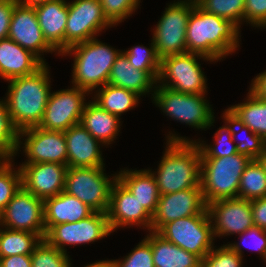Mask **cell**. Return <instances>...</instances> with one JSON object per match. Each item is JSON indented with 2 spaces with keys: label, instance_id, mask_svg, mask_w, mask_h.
I'll return each instance as SVG.
<instances>
[{
  "label": "cell",
  "instance_id": "cell-1",
  "mask_svg": "<svg viewBox=\"0 0 266 267\" xmlns=\"http://www.w3.org/2000/svg\"><path fill=\"white\" fill-rule=\"evenodd\" d=\"M240 30L231 20L209 14L196 4L186 29L187 52L204 55L216 62L223 60L240 47Z\"/></svg>",
  "mask_w": 266,
  "mask_h": 267
},
{
  "label": "cell",
  "instance_id": "cell-2",
  "mask_svg": "<svg viewBox=\"0 0 266 267\" xmlns=\"http://www.w3.org/2000/svg\"><path fill=\"white\" fill-rule=\"evenodd\" d=\"M47 64L30 75L8 80L5 103L12 123L20 132L38 127L51 92L50 70Z\"/></svg>",
  "mask_w": 266,
  "mask_h": 267
},
{
  "label": "cell",
  "instance_id": "cell-3",
  "mask_svg": "<svg viewBox=\"0 0 266 267\" xmlns=\"http://www.w3.org/2000/svg\"><path fill=\"white\" fill-rule=\"evenodd\" d=\"M155 176L160 195L200 185L201 154L195 142H166Z\"/></svg>",
  "mask_w": 266,
  "mask_h": 267
},
{
  "label": "cell",
  "instance_id": "cell-4",
  "mask_svg": "<svg viewBox=\"0 0 266 267\" xmlns=\"http://www.w3.org/2000/svg\"><path fill=\"white\" fill-rule=\"evenodd\" d=\"M97 38L74 44L60 55L62 57L73 56L72 81L70 82L90 95L108 83L112 65L122 52Z\"/></svg>",
  "mask_w": 266,
  "mask_h": 267
},
{
  "label": "cell",
  "instance_id": "cell-5",
  "mask_svg": "<svg viewBox=\"0 0 266 267\" xmlns=\"http://www.w3.org/2000/svg\"><path fill=\"white\" fill-rule=\"evenodd\" d=\"M250 160L240 153L220 158H201L200 185L206 205L237 198L240 178Z\"/></svg>",
  "mask_w": 266,
  "mask_h": 267
},
{
  "label": "cell",
  "instance_id": "cell-6",
  "mask_svg": "<svg viewBox=\"0 0 266 267\" xmlns=\"http://www.w3.org/2000/svg\"><path fill=\"white\" fill-rule=\"evenodd\" d=\"M205 95L207 94H184L156 83L152 103L174 121L187 124L193 129L207 130L214 126L216 117Z\"/></svg>",
  "mask_w": 266,
  "mask_h": 267
},
{
  "label": "cell",
  "instance_id": "cell-7",
  "mask_svg": "<svg viewBox=\"0 0 266 267\" xmlns=\"http://www.w3.org/2000/svg\"><path fill=\"white\" fill-rule=\"evenodd\" d=\"M198 59L216 63L209 57L191 52L162 57L157 84L184 94H206L207 78Z\"/></svg>",
  "mask_w": 266,
  "mask_h": 267
},
{
  "label": "cell",
  "instance_id": "cell-8",
  "mask_svg": "<svg viewBox=\"0 0 266 267\" xmlns=\"http://www.w3.org/2000/svg\"><path fill=\"white\" fill-rule=\"evenodd\" d=\"M104 171V167H68L64 192L75 196L94 211L106 213L117 173L111 174V178Z\"/></svg>",
  "mask_w": 266,
  "mask_h": 267
},
{
  "label": "cell",
  "instance_id": "cell-9",
  "mask_svg": "<svg viewBox=\"0 0 266 267\" xmlns=\"http://www.w3.org/2000/svg\"><path fill=\"white\" fill-rule=\"evenodd\" d=\"M158 233L169 242L198 256L201 260L213 249L214 235L208 210L165 224Z\"/></svg>",
  "mask_w": 266,
  "mask_h": 267
},
{
  "label": "cell",
  "instance_id": "cell-10",
  "mask_svg": "<svg viewBox=\"0 0 266 267\" xmlns=\"http://www.w3.org/2000/svg\"><path fill=\"white\" fill-rule=\"evenodd\" d=\"M195 5L196 3L178 0L167 4L168 7L152 31V40L160 58L187 52L186 29Z\"/></svg>",
  "mask_w": 266,
  "mask_h": 267
},
{
  "label": "cell",
  "instance_id": "cell-11",
  "mask_svg": "<svg viewBox=\"0 0 266 267\" xmlns=\"http://www.w3.org/2000/svg\"><path fill=\"white\" fill-rule=\"evenodd\" d=\"M112 233L107 214L94 211L90 216L73 223L52 226L44 240L58 250L67 253L65 246L85 245L103 240Z\"/></svg>",
  "mask_w": 266,
  "mask_h": 267
},
{
  "label": "cell",
  "instance_id": "cell-12",
  "mask_svg": "<svg viewBox=\"0 0 266 267\" xmlns=\"http://www.w3.org/2000/svg\"><path fill=\"white\" fill-rule=\"evenodd\" d=\"M18 140L15 157L22 149L27 158L22 164L51 162L67 165L64 132L32 127L20 131Z\"/></svg>",
  "mask_w": 266,
  "mask_h": 267
},
{
  "label": "cell",
  "instance_id": "cell-13",
  "mask_svg": "<svg viewBox=\"0 0 266 267\" xmlns=\"http://www.w3.org/2000/svg\"><path fill=\"white\" fill-rule=\"evenodd\" d=\"M114 27L106 18L100 0H73L68 2L65 29V50L70 46L99 36L103 30Z\"/></svg>",
  "mask_w": 266,
  "mask_h": 267
},
{
  "label": "cell",
  "instance_id": "cell-14",
  "mask_svg": "<svg viewBox=\"0 0 266 267\" xmlns=\"http://www.w3.org/2000/svg\"><path fill=\"white\" fill-rule=\"evenodd\" d=\"M89 93L78 87L50 92L43 118L38 127L53 131H66L80 123Z\"/></svg>",
  "mask_w": 266,
  "mask_h": 267
},
{
  "label": "cell",
  "instance_id": "cell-15",
  "mask_svg": "<svg viewBox=\"0 0 266 267\" xmlns=\"http://www.w3.org/2000/svg\"><path fill=\"white\" fill-rule=\"evenodd\" d=\"M1 226L11 230L45 234L44 200L22 186L0 213Z\"/></svg>",
  "mask_w": 266,
  "mask_h": 267
},
{
  "label": "cell",
  "instance_id": "cell-16",
  "mask_svg": "<svg viewBox=\"0 0 266 267\" xmlns=\"http://www.w3.org/2000/svg\"><path fill=\"white\" fill-rule=\"evenodd\" d=\"M106 214L112 233L133 226L151 230L152 215L118 178L112 186Z\"/></svg>",
  "mask_w": 266,
  "mask_h": 267
},
{
  "label": "cell",
  "instance_id": "cell-17",
  "mask_svg": "<svg viewBox=\"0 0 266 267\" xmlns=\"http://www.w3.org/2000/svg\"><path fill=\"white\" fill-rule=\"evenodd\" d=\"M8 38L36 55L44 64H48L45 61L44 53L55 52L57 56H60V54L44 38L38 23L35 8L25 6L18 1L14 4Z\"/></svg>",
  "mask_w": 266,
  "mask_h": 267
},
{
  "label": "cell",
  "instance_id": "cell-18",
  "mask_svg": "<svg viewBox=\"0 0 266 267\" xmlns=\"http://www.w3.org/2000/svg\"><path fill=\"white\" fill-rule=\"evenodd\" d=\"M213 235L218 237L241 234L252 227L251 202L242 198L222 199L207 205Z\"/></svg>",
  "mask_w": 266,
  "mask_h": 267
},
{
  "label": "cell",
  "instance_id": "cell-19",
  "mask_svg": "<svg viewBox=\"0 0 266 267\" xmlns=\"http://www.w3.org/2000/svg\"><path fill=\"white\" fill-rule=\"evenodd\" d=\"M206 210L201 186L160 195L156 212L152 216L151 231L158 232L168 222L200 215Z\"/></svg>",
  "mask_w": 266,
  "mask_h": 267
},
{
  "label": "cell",
  "instance_id": "cell-20",
  "mask_svg": "<svg viewBox=\"0 0 266 267\" xmlns=\"http://www.w3.org/2000/svg\"><path fill=\"white\" fill-rule=\"evenodd\" d=\"M22 187L45 200L64 191L67 165L58 163L20 164Z\"/></svg>",
  "mask_w": 266,
  "mask_h": 267
},
{
  "label": "cell",
  "instance_id": "cell-21",
  "mask_svg": "<svg viewBox=\"0 0 266 267\" xmlns=\"http://www.w3.org/2000/svg\"><path fill=\"white\" fill-rule=\"evenodd\" d=\"M67 145V166L105 167L102 150L104 145L92 137L81 125L76 124L64 131Z\"/></svg>",
  "mask_w": 266,
  "mask_h": 267
},
{
  "label": "cell",
  "instance_id": "cell-22",
  "mask_svg": "<svg viewBox=\"0 0 266 267\" xmlns=\"http://www.w3.org/2000/svg\"><path fill=\"white\" fill-rule=\"evenodd\" d=\"M34 8L44 38L61 55L65 51L67 0H47Z\"/></svg>",
  "mask_w": 266,
  "mask_h": 267
},
{
  "label": "cell",
  "instance_id": "cell-23",
  "mask_svg": "<svg viewBox=\"0 0 266 267\" xmlns=\"http://www.w3.org/2000/svg\"><path fill=\"white\" fill-rule=\"evenodd\" d=\"M44 63L10 38L0 40V78L8 81L33 74Z\"/></svg>",
  "mask_w": 266,
  "mask_h": 267
},
{
  "label": "cell",
  "instance_id": "cell-24",
  "mask_svg": "<svg viewBox=\"0 0 266 267\" xmlns=\"http://www.w3.org/2000/svg\"><path fill=\"white\" fill-rule=\"evenodd\" d=\"M94 210L75 196L61 192L44 200V226L46 232L54 225L78 222Z\"/></svg>",
  "mask_w": 266,
  "mask_h": 267
},
{
  "label": "cell",
  "instance_id": "cell-25",
  "mask_svg": "<svg viewBox=\"0 0 266 267\" xmlns=\"http://www.w3.org/2000/svg\"><path fill=\"white\" fill-rule=\"evenodd\" d=\"M121 119L102 109L92 99L83 110L80 123L89 134L104 146L115 143L121 129Z\"/></svg>",
  "mask_w": 266,
  "mask_h": 267
},
{
  "label": "cell",
  "instance_id": "cell-26",
  "mask_svg": "<svg viewBox=\"0 0 266 267\" xmlns=\"http://www.w3.org/2000/svg\"><path fill=\"white\" fill-rule=\"evenodd\" d=\"M221 117L224 120V125L214 133L213 145L212 143L208 145L206 141H201L200 138L191 140L186 136L174 134L172 131H169V134L167 133L166 142H195L200 149L201 158H220L236 154L238 152L232 136V115L225 109Z\"/></svg>",
  "mask_w": 266,
  "mask_h": 267
},
{
  "label": "cell",
  "instance_id": "cell-27",
  "mask_svg": "<svg viewBox=\"0 0 266 267\" xmlns=\"http://www.w3.org/2000/svg\"><path fill=\"white\" fill-rule=\"evenodd\" d=\"M108 84L128 89L140 97L154 93L156 82L145 72L134 68L121 52L114 61Z\"/></svg>",
  "mask_w": 266,
  "mask_h": 267
},
{
  "label": "cell",
  "instance_id": "cell-28",
  "mask_svg": "<svg viewBox=\"0 0 266 267\" xmlns=\"http://www.w3.org/2000/svg\"><path fill=\"white\" fill-rule=\"evenodd\" d=\"M117 178L153 216L157 209L160 194L155 176L151 171L146 168L140 170L122 168L117 173Z\"/></svg>",
  "mask_w": 266,
  "mask_h": 267
},
{
  "label": "cell",
  "instance_id": "cell-29",
  "mask_svg": "<svg viewBox=\"0 0 266 267\" xmlns=\"http://www.w3.org/2000/svg\"><path fill=\"white\" fill-rule=\"evenodd\" d=\"M145 238L150 242L154 267H201V259L169 242L158 232L149 231Z\"/></svg>",
  "mask_w": 266,
  "mask_h": 267
},
{
  "label": "cell",
  "instance_id": "cell-30",
  "mask_svg": "<svg viewBox=\"0 0 266 267\" xmlns=\"http://www.w3.org/2000/svg\"><path fill=\"white\" fill-rule=\"evenodd\" d=\"M243 102L226 109L238 122L246 125L266 141V100L248 90Z\"/></svg>",
  "mask_w": 266,
  "mask_h": 267
},
{
  "label": "cell",
  "instance_id": "cell-31",
  "mask_svg": "<svg viewBox=\"0 0 266 267\" xmlns=\"http://www.w3.org/2000/svg\"><path fill=\"white\" fill-rule=\"evenodd\" d=\"M93 93L91 99L97 105L109 113L118 116L120 119L122 114L135 108L141 98L128 89L116 87L108 83Z\"/></svg>",
  "mask_w": 266,
  "mask_h": 267
},
{
  "label": "cell",
  "instance_id": "cell-32",
  "mask_svg": "<svg viewBox=\"0 0 266 267\" xmlns=\"http://www.w3.org/2000/svg\"><path fill=\"white\" fill-rule=\"evenodd\" d=\"M45 234L11 230L0 227V258L13 255H31Z\"/></svg>",
  "mask_w": 266,
  "mask_h": 267
},
{
  "label": "cell",
  "instance_id": "cell-33",
  "mask_svg": "<svg viewBox=\"0 0 266 267\" xmlns=\"http://www.w3.org/2000/svg\"><path fill=\"white\" fill-rule=\"evenodd\" d=\"M237 197L249 201L266 197V172L257 159H251L246 165Z\"/></svg>",
  "mask_w": 266,
  "mask_h": 267
},
{
  "label": "cell",
  "instance_id": "cell-34",
  "mask_svg": "<svg viewBox=\"0 0 266 267\" xmlns=\"http://www.w3.org/2000/svg\"><path fill=\"white\" fill-rule=\"evenodd\" d=\"M122 53L134 68L145 71L157 83L161 58L157 55L152 39L149 47L138 44L122 50Z\"/></svg>",
  "mask_w": 266,
  "mask_h": 267
},
{
  "label": "cell",
  "instance_id": "cell-35",
  "mask_svg": "<svg viewBox=\"0 0 266 267\" xmlns=\"http://www.w3.org/2000/svg\"><path fill=\"white\" fill-rule=\"evenodd\" d=\"M197 5L209 14L231 20L239 28L244 24L245 0H200Z\"/></svg>",
  "mask_w": 266,
  "mask_h": 267
},
{
  "label": "cell",
  "instance_id": "cell-36",
  "mask_svg": "<svg viewBox=\"0 0 266 267\" xmlns=\"http://www.w3.org/2000/svg\"><path fill=\"white\" fill-rule=\"evenodd\" d=\"M13 162L14 159H8L0 166V213L22 186L20 169L14 168Z\"/></svg>",
  "mask_w": 266,
  "mask_h": 267
},
{
  "label": "cell",
  "instance_id": "cell-37",
  "mask_svg": "<svg viewBox=\"0 0 266 267\" xmlns=\"http://www.w3.org/2000/svg\"><path fill=\"white\" fill-rule=\"evenodd\" d=\"M239 132L246 133L247 138L244 136L246 139L239 142L237 140V152L247 155L251 159H257L264 152L266 141L232 116V136L234 142L239 138H236Z\"/></svg>",
  "mask_w": 266,
  "mask_h": 267
},
{
  "label": "cell",
  "instance_id": "cell-38",
  "mask_svg": "<svg viewBox=\"0 0 266 267\" xmlns=\"http://www.w3.org/2000/svg\"><path fill=\"white\" fill-rule=\"evenodd\" d=\"M19 131L12 123L5 100L0 99V152L8 159H14L18 145Z\"/></svg>",
  "mask_w": 266,
  "mask_h": 267
},
{
  "label": "cell",
  "instance_id": "cell-39",
  "mask_svg": "<svg viewBox=\"0 0 266 267\" xmlns=\"http://www.w3.org/2000/svg\"><path fill=\"white\" fill-rule=\"evenodd\" d=\"M68 255L43 239L31 254L32 267H71L72 259Z\"/></svg>",
  "mask_w": 266,
  "mask_h": 267
},
{
  "label": "cell",
  "instance_id": "cell-40",
  "mask_svg": "<svg viewBox=\"0 0 266 267\" xmlns=\"http://www.w3.org/2000/svg\"><path fill=\"white\" fill-rule=\"evenodd\" d=\"M240 241L238 243H227V245L238 255L243 257V249L245 246L247 249L258 252L257 255L261 257V260L266 258V230L253 225L248 230L241 234H238ZM236 242V243H235ZM242 243V244H241ZM244 246V247H243Z\"/></svg>",
  "mask_w": 266,
  "mask_h": 267
},
{
  "label": "cell",
  "instance_id": "cell-41",
  "mask_svg": "<svg viewBox=\"0 0 266 267\" xmlns=\"http://www.w3.org/2000/svg\"><path fill=\"white\" fill-rule=\"evenodd\" d=\"M141 0H100L103 13L115 27L132 16L140 6Z\"/></svg>",
  "mask_w": 266,
  "mask_h": 267
},
{
  "label": "cell",
  "instance_id": "cell-42",
  "mask_svg": "<svg viewBox=\"0 0 266 267\" xmlns=\"http://www.w3.org/2000/svg\"><path fill=\"white\" fill-rule=\"evenodd\" d=\"M113 267H154L150 242L144 238L123 259H111Z\"/></svg>",
  "mask_w": 266,
  "mask_h": 267
},
{
  "label": "cell",
  "instance_id": "cell-43",
  "mask_svg": "<svg viewBox=\"0 0 266 267\" xmlns=\"http://www.w3.org/2000/svg\"><path fill=\"white\" fill-rule=\"evenodd\" d=\"M216 247V248H215ZM243 257L234 252L227 244L213 249L201 260V267H242Z\"/></svg>",
  "mask_w": 266,
  "mask_h": 267
},
{
  "label": "cell",
  "instance_id": "cell-44",
  "mask_svg": "<svg viewBox=\"0 0 266 267\" xmlns=\"http://www.w3.org/2000/svg\"><path fill=\"white\" fill-rule=\"evenodd\" d=\"M245 22L255 28H266V0H245Z\"/></svg>",
  "mask_w": 266,
  "mask_h": 267
},
{
  "label": "cell",
  "instance_id": "cell-45",
  "mask_svg": "<svg viewBox=\"0 0 266 267\" xmlns=\"http://www.w3.org/2000/svg\"><path fill=\"white\" fill-rule=\"evenodd\" d=\"M17 0H0V40L8 38L10 20Z\"/></svg>",
  "mask_w": 266,
  "mask_h": 267
},
{
  "label": "cell",
  "instance_id": "cell-46",
  "mask_svg": "<svg viewBox=\"0 0 266 267\" xmlns=\"http://www.w3.org/2000/svg\"><path fill=\"white\" fill-rule=\"evenodd\" d=\"M253 224L266 230V197L251 200Z\"/></svg>",
  "mask_w": 266,
  "mask_h": 267
},
{
  "label": "cell",
  "instance_id": "cell-47",
  "mask_svg": "<svg viewBox=\"0 0 266 267\" xmlns=\"http://www.w3.org/2000/svg\"><path fill=\"white\" fill-rule=\"evenodd\" d=\"M0 267H32L31 255L1 257Z\"/></svg>",
  "mask_w": 266,
  "mask_h": 267
},
{
  "label": "cell",
  "instance_id": "cell-48",
  "mask_svg": "<svg viewBox=\"0 0 266 267\" xmlns=\"http://www.w3.org/2000/svg\"><path fill=\"white\" fill-rule=\"evenodd\" d=\"M72 267V266H71ZM84 267H113L111 261L109 259L105 260H98L96 262L84 265Z\"/></svg>",
  "mask_w": 266,
  "mask_h": 267
},
{
  "label": "cell",
  "instance_id": "cell-49",
  "mask_svg": "<svg viewBox=\"0 0 266 267\" xmlns=\"http://www.w3.org/2000/svg\"><path fill=\"white\" fill-rule=\"evenodd\" d=\"M17 1L25 6L35 7L39 4H43L47 0H17Z\"/></svg>",
  "mask_w": 266,
  "mask_h": 267
},
{
  "label": "cell",
  "instance_id": "cell-50",
  "mask_svg": "<svg viewBox=\"0 0 266 267\" xmlns=\"http://www.w3.org/2000/svg\"><path fill=\"white\" fill-rule=\"evenodd\" d=\"M257 160L259 161L264 171L266 172V147L264 149V152L257 158Z\"/></svg>",
  "mask_w": 266,
  "mask_h": 267
},
{
  "label": "cell",
  "instance_id": "cell-51",
  "mask_svg": "<svg viewBox=\"0 0 266 267\" xmlns=\"http://www.w3.org/2000/svg\"><path fill=\"white\" fill-rule=\"evenodd\" d=\"M7 160L8 158L2 152H0V166L3 165Z\"/></svg>",
  "mask_w": 266,
  "mask_h": 267
},
{
  "label": "cell",
  "instance_id": "cell-52",
  "mask_svg": "<svg viewBox=\"0 0 266 267\" xmlns=\"http://www.w3.org/2000/svg\"><path fill=\"white\" fill-rule=\"evenodd\" d=\"M178 1L192 2L197 4L200 0H178Z\"/></svg>",
  "mask_w": 266,
  "mask_h": 267
}]
</instances>
